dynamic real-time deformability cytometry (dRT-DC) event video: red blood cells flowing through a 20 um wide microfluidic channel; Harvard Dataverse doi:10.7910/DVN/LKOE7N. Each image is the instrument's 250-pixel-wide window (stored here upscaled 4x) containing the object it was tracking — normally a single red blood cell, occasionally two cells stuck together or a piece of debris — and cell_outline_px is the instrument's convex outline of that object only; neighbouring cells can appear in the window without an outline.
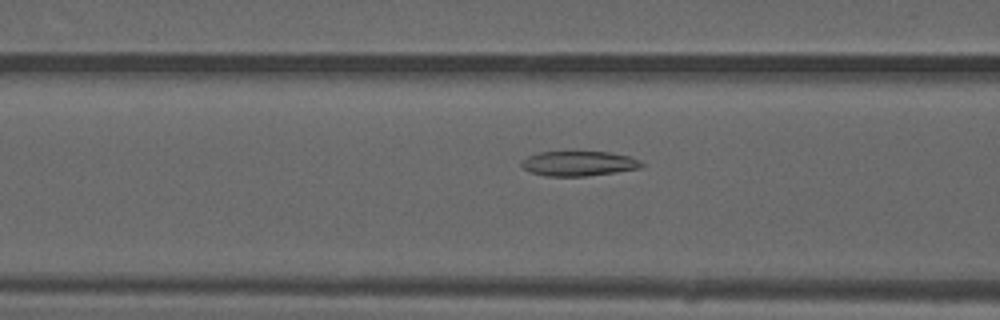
{"species": "common noctule bat (a hibernating species)", "species_latin": "Nyctalus noctula", "temperature_condition": "warm", "stored_images_in_passage": 51, "camera_frame_rate_fps": 3000, "um_per_image_px": 0.085, "animal": {"sex": "male", "forearm_length_mm": 52.5}, "frame": {"image": 1, "passage_image": 20, "time_ms": 6.333, "image_size_px": [1000, 320], "cell_outline_px": [[644, 164], [640, 168], [616, 172], [584, 176], [544, 176], [528, 172], [520, 164], [520, 160], [528, 156], [540, 152], [608, 152], [628, 156], [640, 160]], "centroid_in_image_um": [49.15, 13.9], "position_along_channel_um": 117.5, "area_um2": 17.4}}
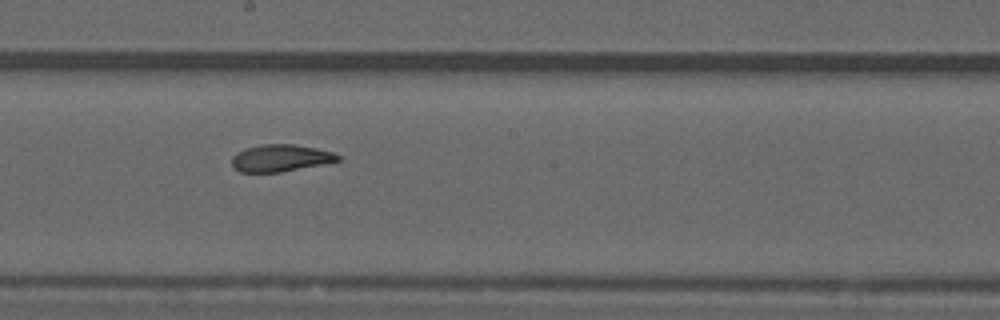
{"frame": {"image": 2, "passage_image": 28, "time_ms": 9.0, "image_size_px": [1000, 320], "cell_outline_px": [[340, 160], [280, 172], [240, 172], [232, 164], [232, 156], [236, 152], [244, 148], [260, 144], [292, 144], [316, 148], [332, 152], [340, 156]], "centroid_in_image_um": [23.79, 13.42], "position_along_channel_um": 224.4, "area_um2": 16.53}}
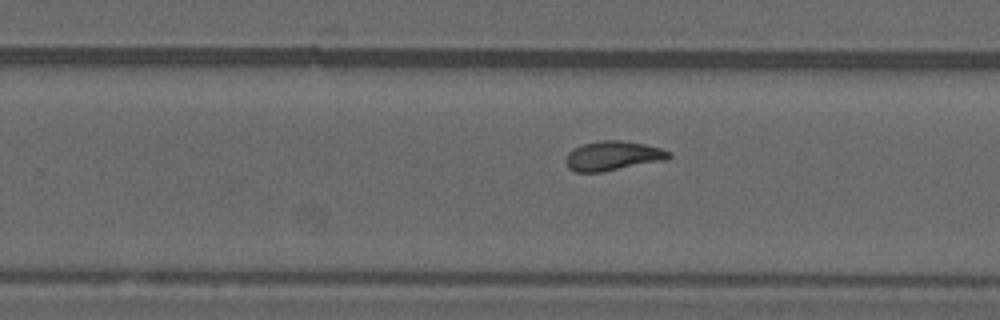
{"frame": {"image": 3, "passage_image": 32, "time_ms": 10.333, "image_size_px": [1000, 320], "cell_outline_px": [[672, 156], [668, 160], [600, 172], [576, 172], [568, 168], [564, 160], [568, 152], [584, 144], [600, 140], [620, 140], [644, 144], [660, 148], [672, 152]], "centroid_in_image_um": [52.12, 13.25], "position_along_channel_um": 277.7, "area_um2": 17.74}, "authors_computed_cell_mechanics": {"area_um2": 17.9758, "velocity_mm_per_s": 4.0277, "shape_relaxation_time_tau1_ms": null, "shape_relaxation_time_tau2_ms": 2.1524, "deformation_change_tau1": null, "deformation_change_tau2": 0.0925}}